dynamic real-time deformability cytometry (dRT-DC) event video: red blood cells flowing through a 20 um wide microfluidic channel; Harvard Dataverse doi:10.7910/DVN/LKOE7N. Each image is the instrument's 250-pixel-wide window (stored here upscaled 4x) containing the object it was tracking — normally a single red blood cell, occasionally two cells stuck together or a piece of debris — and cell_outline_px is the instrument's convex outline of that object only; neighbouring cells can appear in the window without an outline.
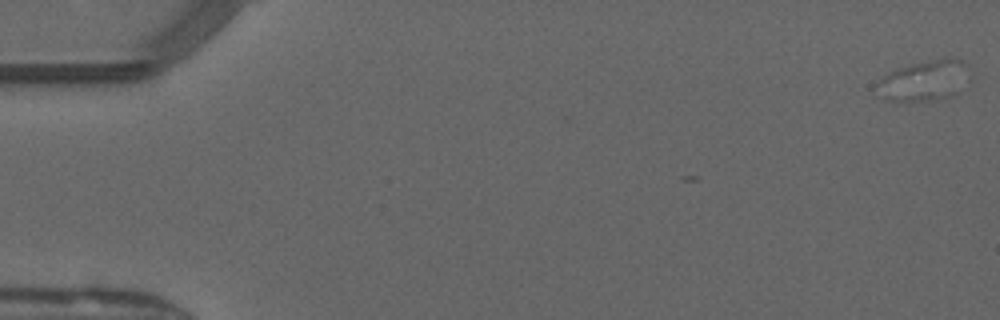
{"species": "common noctule bat (a hibernating species)", "species_latin": "Nyctalus noctula", "temperature_condition": "warm", "stored_images_in_passage": 7, "camera_frame_rate_fps": 3000, "um_per_image_px": 0.085, "animal": {"sex": "male", "forearm_length_mm": 52.5}, "frame": {"image": 1, "passage_image": 2, "time_ms": 0.333, "image_size_px": [1000, 320], "cell_outline_px": [[964, 64], [956, 92], [952, 96], [932, 100], [888, 100], [876, 96], [876, 80], [888, 72], [912, 64], [944, 56], [964, 60]], "centroid_in_image_um": [78.36, 6.84], "position_along_channel_um": 6.6, "area_um2": 21.04}}